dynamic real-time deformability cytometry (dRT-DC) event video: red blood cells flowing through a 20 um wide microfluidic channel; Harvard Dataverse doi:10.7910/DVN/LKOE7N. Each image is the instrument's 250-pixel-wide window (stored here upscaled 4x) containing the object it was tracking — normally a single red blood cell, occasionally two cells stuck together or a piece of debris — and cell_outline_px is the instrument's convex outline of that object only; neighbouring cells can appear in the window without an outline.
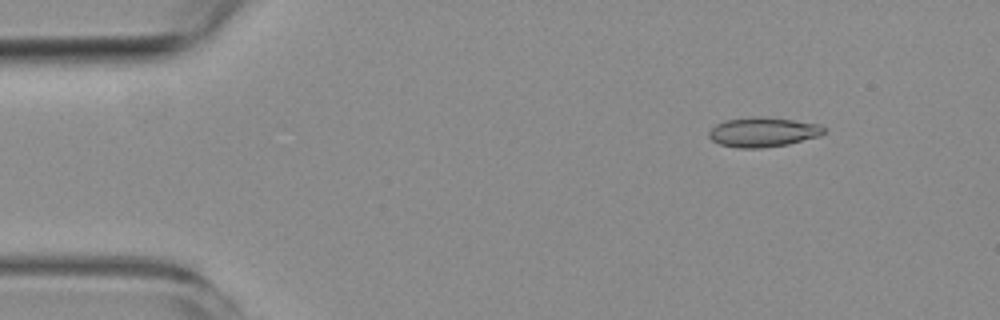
{"species": "common noctule bat (a hibernating species)", "species_latin": "Nyctalus noctula", "temperature_condition": "room temperature", "stored_images_in_passage": 3, "camera_frame_rate_fps": 3000, "um_per_image_px": 0.085, "animal": {"sex": "female", "body_mass_g": 19.3, "forearm_length_mm": 54.1}, "frame": {"image": 1, "passage_image": 3, "time_ms": 2.333, "image_size_px": [1000, 320], "cell_outline_px": [[824, 132], [820, 136], [788, 144], [760, 148], [736, 148], [720, 144], [712, 140], [708, 136], [708, 132], [716, 124], [724, 120], [792, 120], [820, 124], [824, 128]], "centroid_in_image_um": [64.85, 11.29], "position_along_channel_um": 20.1, "area_um2": 18.79}}